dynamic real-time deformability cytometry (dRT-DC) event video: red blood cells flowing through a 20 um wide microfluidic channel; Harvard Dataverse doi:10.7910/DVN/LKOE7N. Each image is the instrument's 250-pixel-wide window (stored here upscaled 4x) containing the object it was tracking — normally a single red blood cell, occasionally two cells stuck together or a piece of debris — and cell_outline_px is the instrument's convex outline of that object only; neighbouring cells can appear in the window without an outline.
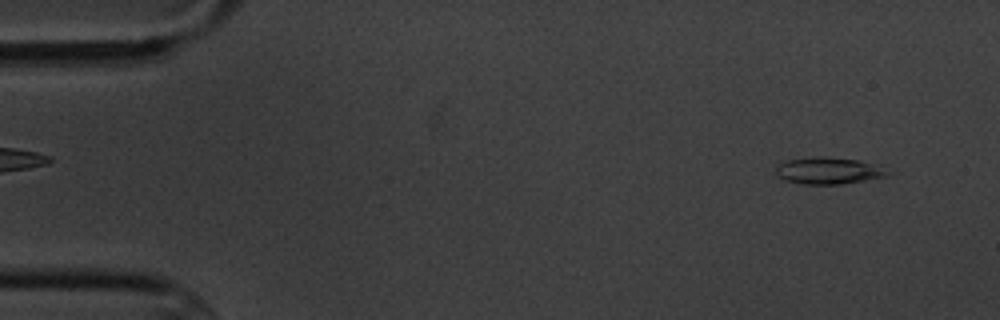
{"species": "common noctule bat (a hibernating species)", "species_latin": "Nyctalus noctula", "temperature_condition": "cold", "stored_images_in_passage": 7, "camera_frame_rate_fps": 3000, "um_per_image_px": 0.085, "animal": {"sex": "male", "body_mass_g": 20.1, "forearm_length_mm": 53.5}, "frame": {"image": 1, "passage_image": 1, "time_ms": 0.0, "image_size_px": [1000, 320], "cell_outline_px": [[888, 176], [840, 184], [804, 184], [784, 180], [776, 172], [776, 168], [780, 164], [788, 160], [812, 156], [824, 156], [860, 160], [880, 164], [888, 172]], "centroid_in_image_um": [70.46, 14.49], "position_along_channel_um": 14.5, "area_um2": 17.46}}
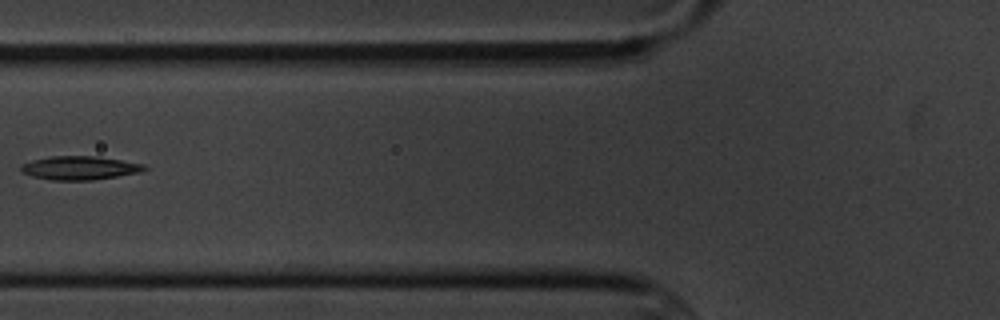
{"frame": {"image": 2, "passage_image": 6, "time_ms": 6.0, "image_size_px": [1000, 320], "cell_outline_px": [[148, 168], [140, 172], [92, 180], [52, 180], [32, 176], [24, 172], [20, 168], [20, 164], [32, 160], [52, 156], [96, 156], [144, 164]], "centroid_in_image_um": [6.76, 14.27], "position_along_channel_um": 119.0, "area_um2": 16.82}}
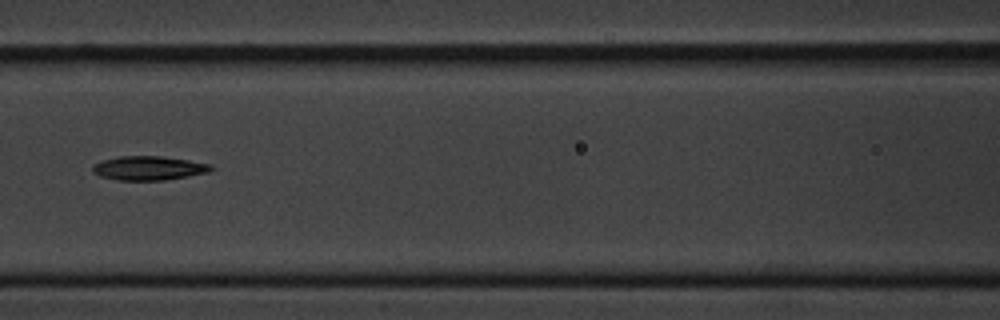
{"frame": {"image": 3, "passage_image": 7, "time_ms": 7.0, "image_size_px": [1000, 320], "cell_outline_px": [[216, 168], [208, 172], [188, 176], [164, 180], [116, 180], [100, 176], [92, 172], [92, 164], [104, 160], [120, 156], [160, 156], [188, 160], [212, 164]], "centroid_in_image_um": [12.65, 14.29], "position_along_channel_um": 154.0, "area_um2": 16.65}}